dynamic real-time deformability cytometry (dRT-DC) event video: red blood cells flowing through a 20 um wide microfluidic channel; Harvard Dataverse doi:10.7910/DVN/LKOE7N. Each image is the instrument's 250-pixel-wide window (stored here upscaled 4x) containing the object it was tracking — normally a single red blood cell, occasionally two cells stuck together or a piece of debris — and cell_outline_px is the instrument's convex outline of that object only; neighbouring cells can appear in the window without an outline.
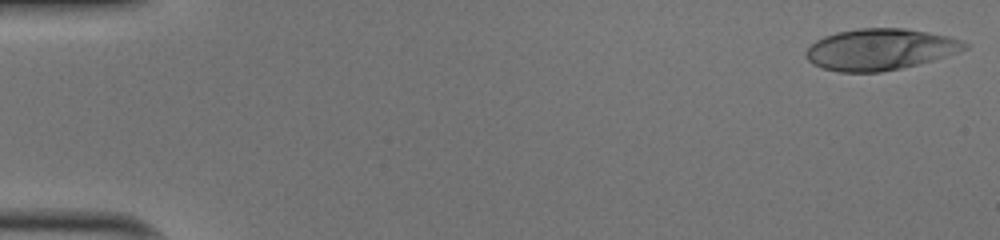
{"species": "human", "species_latin": "Homo sapiens", "temperature_condition": "cold", "stored_images_in_passage": 43, "camera_frame_rate_fps": 3000, "um_per_image_px": 0.085, "donor": {"sex": "male"}, "frame": {"image": 1, "passage_image": 1, "time_ms": 0.0, "image_size_px": [1000, 240], "cell_outline_px": [[968, 48], [932, 60], [900, 68], [880, 72], [840, 72], [824, 68], [812, 64], [804, 56], [804, 52], [816, 40], [824, 36], [836, 32], [856, 28], [904, 28], [928, 32], [948, 36], [960, 40], [968, 44]], "centroid_in_image_um": [74.75, 4.19], "position_along_channel_um": 10.2, "area_um2": 38.03}}
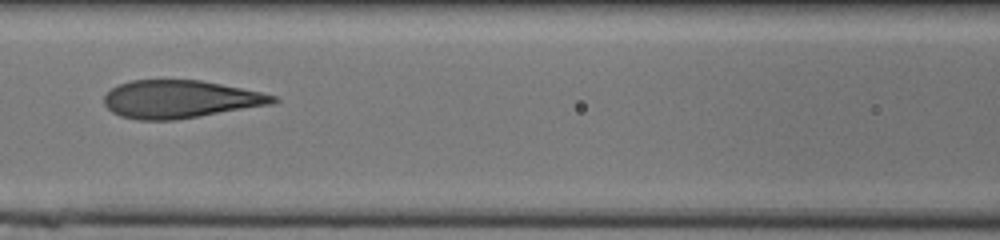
{"frame": {"image": 2, "passage_image": 23, "time_ms": 7.333, "image_size_px": [1000, 240], "cell_outline_px": [[280, 100], [272, 104], [176, 120], [140, 120], [120, 116], [112, 112], [104, 104], [104, 96], [112, 88], [120, 84], [132, 80], [200, 80], [260, 92], [276, 96]], "centroid_in_image_um": [15.29, 8.44], "position_along_channel_um": 151.3, "area_um2": 36.99}}
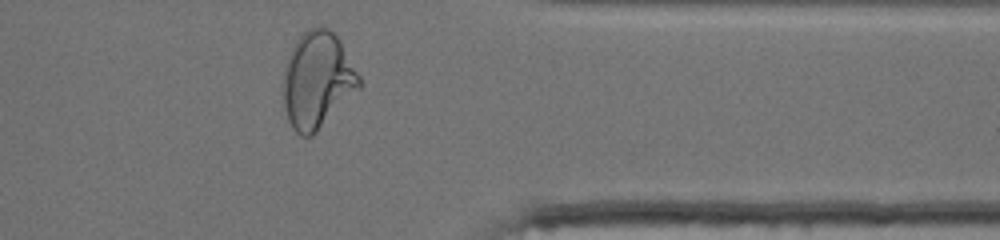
{"frame": {"image": 3, "passage_image": 41, "time_ms": 13.333, "image_size_px": [1000, 240], "cell_outline_px": [[360, 88], [312, 136], [300, 136], [292, 128], [288, 120], [284, 108], [284, 72], [288, 56], [296, 40], [308, 28], [316, 24], [328, 28], [340, 40], [360, 76]], "centroid_in_image_um": [26.98, 6.8], "position_along_channel_um": 384.4, "area_um2": 42.48}, "authors_computed_cell_mechanics": {"area_um2": 38.0324, "velocity_mm_per_s": 4.0483, "shape_relaxation_time_tau1_ms": 7.6972, "shape_relaxation_time_tau2_ms": 0.6842, "deformation_change_tau1": 0.2761, "deformation_change_tau2": 0.0847}}